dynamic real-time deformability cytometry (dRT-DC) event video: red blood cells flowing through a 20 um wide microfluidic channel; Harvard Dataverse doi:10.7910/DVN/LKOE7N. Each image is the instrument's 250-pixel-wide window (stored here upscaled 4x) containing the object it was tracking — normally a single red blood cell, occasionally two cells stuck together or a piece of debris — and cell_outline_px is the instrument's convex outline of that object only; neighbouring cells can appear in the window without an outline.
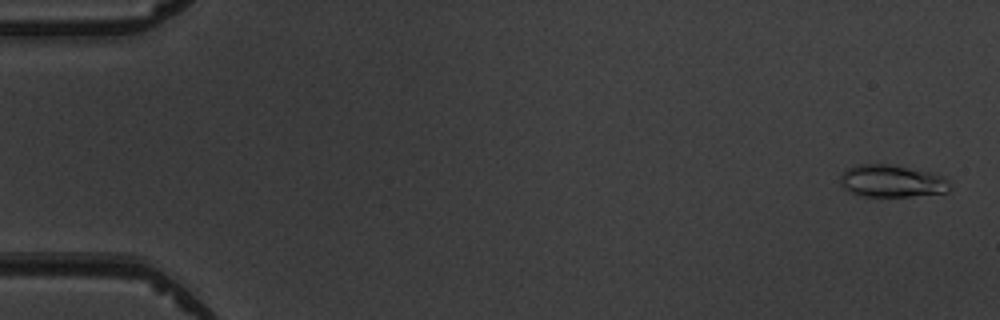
{"species": "common noctule bat (a hibernating species)", "species_latin": "Nyctalus noctula", "temperature_condition": "warm", "stored_images_in_passage": 5, "segment_of_instrument_passage": [1, 2], "camera_frame_rate_fps": 3000, "um_per_image_px": 0.085, "animal": {"sex": "male", "body_mass_g": 19.5, "forearm_length_mm": 54.6}, "frame": {"image": 1, "passage_image": 1, "time_ms": 0.0, "image_size_px": [1000, 320], "cell_outline_px": [[952, 188], [948, 192], [908, 196], [860, 196], [844, 188], [840, 184], [840, 176], [848, 168], [860, 164], [888, 164], [936, 172], [944, 176], [952, 184]], "centroid_in_image_um": [75.88, 15.38], "position_along_channel_um": 9.1, "area_um2": 20.87}}